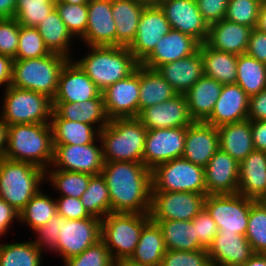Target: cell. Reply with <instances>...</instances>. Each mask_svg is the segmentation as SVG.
<instances>
[{
	"label": "cell",
	"mask_w": 266,
	"mask_h": 266,
	"mask_svg": "<svg viewBox=\"0 0 266 266\" xmlns=\"http://www.w3.org/2000/svg\"><path fill=\"white\" fill-rule=\"evenodd\" d=\"M53 111L61 118L97 126L101 131L109 122L104 99H90L76 103L52 102ZM98 124V125H95Z\"/></svg>",
	"instance_id": "30"
},
{
	"label": "cell",
	"mask_w": 266,
	"mask_h": 266,
	"mask_svg": "<svg viewBox=\"0 0 266 266\" xmlns=\"http://www.w3.org/2000/svg\"><path fill=\"white\" fill-rule=\"evenodd\" d=\"M15 219L19 221V213L5 200L0 199V236L5 235Z\"/></svg>",
	"instance_id": "58"
},
{
	"label": "cell",
	"mask_w": 266,
	"mask_h": 266,
	"mask_svg": "<svg viewBox=\"0 0 266 266\" xmlns=\"http://www.w3.org/2000/svg\"><path fill=\"white\" fill-rule=\"evenodd\" d=\"M236 83L249 97L266 89V64L247 54L238 55Z\"/></svg>",
	"instance_id": "39"
},
{
	"label": "cell",
	"mask_w": 266,
	"mask_h": 266,
	"mask_svg": "<svg viewBox=\"0 0 266 266\" xmlns=\"http://www.w3.org/2000/svg\"><path fill=\"white\" fill-rule=\"evenodd\" d=\"M147 128L137 117L115 118L99 132L104 162H141Z\"/></svg>",
	"instance_id": "3"
},
{
	"label": "cell",
	"mask_w": 266,
	"mask_h": 266,
	"mask_svg": "<svg viewBox=\"0 0 266 266\" xmlns=\"http://www.w3.org/2000/svg\"><path fill=\"white\" fill-rule=\"evenodd\" d=\"M133 1L142 3L145 6H157L159 5L160 2V0H133Z\"/></svg>",
	"instance_id": "66"
},
{
	"label": "cell",
	"mask_w": 266,
	"mask_h": 266,
	"mask_svg": "<svg viewBox=\"0 0 266 266\" xmlns=\"http://www.w3.org/2000/svg\"><path fill=\"white\" fill-rule=\"evenodd\" d=\"M259 31L266 33V3L262 4L256 27Z\"/></svg>",
	"instance_id": "64"
},
{
	"label": "cell",
	"mask_w": 266,
	"mask_h": 266,
	"mask_svg": "<svg viewBox=\"0 0 266 266\" xmlns=\"http://www.w3.org/2000/svg\"><path fill=\"white\" fill-rule=\"evenodd\" d=\"M210 263L207 249L166 250L159 266H209Z\"/></svg>",
	"instance_id": "50"
},
{
	"label": "cell",
	"mask_w": 266,
	"mask_h": 266,
	"mask_svg": "<svg viewBox=\"0 0 266 266\" xmlns=\"http://www.w3.org/2000/svg\"><path fill=\"white\" fill-rule=\"evenodd\" d=\"M209 266H228V265H220V264H216V263H210Z\"/></svg>",
	"instance_id": "68"
},
{
	"label": "cell",
	"mask_w": 266,
	"mask_h": 266,
	"mask_svg": "<svg viewBox=\"0 0 266 266\" xmlns=\"http://www.w3.org/2000/svg\"><path fill=\"white\" fill-rule=\"evenodd\" d=\"M200 45L201 43L191 35L171 29L140 64L156 70L166 63L191 56L199 50Z\"/></svg>",
	"instance_id": "21"
},
{
	"label": "cell",
	"mask_w": 266,
	"mask_h": 266,
	"mask_svg": "<svg viewBox=\"0 0 266 266\" xmlns=\"http://www.w3.org/2000/svg\"><path fill=\"white\" fill-rule=\"evenodd\" d=\"M229 0H196L203 19L211 25L225 19Z\"/></svg>",
	"instance_id": "55"
},
{
	"label": "cell",
	"mask_w": 266,
	"mask_h": 266,
	"mask_svg": "<svg viewBox=\"0 0 266 266\" xmlns=\"http://www.w3.org/2000/svg\"><path fill=\"white\" fill-rule=\"evenodd\" d=\"M252 28L223 19L209 25L206 44L218 51L246 54Z\"/></svg>",
	"instance_id": "27"
},
{
	"label": "cell",
	"mask_w": 266,
	"mask_h": 266,
	"mask_svg": "<svg viewBox=\"0 0 266 266\" xmlns=\"http://www.w3.org/2000/svg\"><path fill=\"white\" fill-rule=\"evenodd\" d=\"M165 13L157 6H145L133 42L128 46L141 63L155 48L157 42L171 30Z\"/></svg>",
	"instance_id": "17"
},
{
	"label": "cell",
	"mask_w": 266,
	"mask_h": 266,
	"mask_svg": "<svg viewBox=\"0 0 266 266\" xmlns=\"http://www.w3.org/2000/svg\"><path fill=\"white\" fill-rule=\"evenodd\" d=\"M220 149L239 163L255 150L251 133V120L217 127Z\"/></svg>",
	"instance_id": "31"
},
{
	"label": "cell",
	"mask_w": 266,
	"mask_h": 266,
	"mask_svg": "<svg viewBox=\"0 0 266 266\" xmlns=\"http://www.w3.org/2000/svg\"><path fill=\"white\" fill-rule=\"evenodd\" d=\"M152 192H195L206 194L204 168L180 157L152 170Z\"/></svg>",
	"instance_id": "9"
},
{
	"label": "cell",
	"mask_w": 266,
	"mask_h": 266,
	"mask_svg": "<svg viewBox=\"0 0 266 266\" xmlns=\"http://www.w3.org/2000/svg\"><path fill=\"white\" fill-rule=\"evenodd\" d=\"M137 118L147 130L188 127L194 122L185 94H177L168 101L142 109Z\"/></svg>",
	"instance_id": "18"
},
{
	"label": "cell",
	"mask_w": 266,
	"mask_h": 266,
	"mask_svg": "<svg viewBox=\"0 0 266 266\" xmlns=\"http://www.w3.org/2000/svg\"><path fill=\"white\" fill-rule=\"evenodd\" d=\"M50 53L37 28L20 25L18 48L14 59L39 58Z\"/></svg>",
	"instance_id": "47"
},
{
	"label": "cell",
	"mask_w": 266,
	"mask_h": 266,
	"mask_svg": "<svg viewBox=\"0 0 266 266\" xmlns=\"http://www.w3.org/2000/svg\"><path fill=\"white\" fill-rule=\"evenodd\" d=\"M13 61L12 57L0 54V86L5 85V89L11 86Z\"/></svg>",
	"instance_id": "60"
},
{
	"label": "cell",
	"mask_w": 266,
	"mask_h": 266,
	"mask_svg": "<svg viewBox=\"0 0 266 266\" xmlns=\"http://www.w3.org/2000/svg\"><path fill=\"white\" fill-rule=\"evenodd\" d=\"M17 0H0V18H14Z\"/></svg>",
	"instance_id": "61"
},
{
	"label": "cell",
	"mask_w": 266,
	"mask_h": 266,
	"mask_svg": "<svg viewBox=\"0 0 266 266\" xmlns=\"http://www.w3.org/2000/svg\"><path fill=\"white\" fill-rule=\"evenodd\" d=\"M195 225V232L198 236V243L208 249L212 244L214 237L218 233V227L210 214L204 208L192 220Z\"/></svg>",
	"instance_id": "52"
},
{
	"label": "cell",
	"mask_w": 266,
	"mask_h": 266,
	"mask_svg": "<svg viewBox=\"0 0 266 266\" xmlns=\"http://www.w3.org/2000/svg\"><path fill=\"white\" fill-rule=\"evenodd\" d=\"M186 127L147 130L143 164L153 170L157 165L182 157Z\"/></svg>",
	"instance_id": "14"
},
{
	"label": "cell",
	"mask_w": 266,
	"mask_h": 266,
	"mask_svg": "<svg viewBox=\"0 0 266 266\" xmlns=\"http://www.w3.org/2000/svg\"><path fill=\"white\" fill-rule=\"evenodd\" d=\"M45 180L51 182L56 190L60 191L61 196L72 198H81L82 194L87 190V186L92 175L80 172H72L66 170H54L48 168L45 171ZM49 175V176H48Z\"/></svg>",
	"instance_id": "43"
},
{
	"label": "cell",
	"mask_w": 266,
	"mask_h": 266,
	"mask_svg": "<svg viewBox=\"0 0 266 266\" xmlns=\"http://www.w3.org/2000/svg\"><path fill=\"white\" fill-rule=\"evenodd\" d=\"M89 52L74 62L104 91L130 76L140 64L126 46H89Z\"/></svg>",
	"instance_id": "4"
},
{
	"label": "cell",
	"mask_w": 266,
	"mask_h": 266,
	"mask_svg": "<svg viewBox=\"0 0 266 266\" xmlns=\"http://www.w3.org/2000/svg\"><path fill=\"white\" fill-rule=\"evenodd\" d=\"M53 9L51 0H17L14 18L20 25L36 28Z\"/></svg>",
	"instance_id": "45"
},
{
	"label": "cell",
	"mask_w": 266,
	"mask_h": 266,
	"mask_svg": "<svg viewBox=\"0 0 266 266\" xmlns=\"http://www.w3.org/2000/svg\"><path fill=\"white\" fill-rule=\"evenodd\" d=\"M69 60L52 52L39 58L14 59L11 86L42 93L53 99L61 71Z\"/></svg>",
	"instance_id": "6"
},
{
	"label": "cell",
	"mask_w": 266,
	"mask_h": 266,
	"mask_svg": "<svg viewBox=\"0 0 266 266\" xmlns=\"http://www.w3.org/2000/svg\"><path fill=\"white\" fill-rule=\"evenodd\" d=\"M199 50L203 60L204 75L223 85L236 83L238 55L218 51L206 43H202Z\"/></svg>",
	"instance_id": "33"
},
{
	"label": "cell",
	"mask_w": 266,
	"mask_h": 266,
	"mask_svg": "<svg viewBox=\"0 0 266 266\" xmlns=\"http://www.w3.org/2000/svg\"><path fill=\"white\" fill-rule=\"evenodd\" d=\"M53 160L50 167L55 170L99 175L104 166L102 144L86 145L53 144Z\"/></svg>",
	"instance_id": "13"
},
{
	"label": "cell",
	"mask_w": 266,
	"mask_h": 266,
	"mask_svg": "<svg viewBox=\"0 0 266 266\" xmlns=\"http://www.w3.org/2000/svg\"><path fill=\"white\" fill-rule=\"evenodd\" d=\"M90 216L103 219L111 213V200L105 178L99 174L90 178L87 190L80 198Z\"/></svg>",
	"instance_id": "40"
},
{
	"label": "cell",
	"mask_w": 266,
	"mask_h": 266,
	"mask_svg": "<svg viewBox=\"0 0 266 266\" xmlns=\"http://www.w3.org/2000/svg\"><path fill=\"white\" fill-rule=\"evenodd\" d=\"M211 263L242 266L254 251L245 235L218 231L207 249Z\"/></svg>",
	"instance_id": "25"
},
{
	"label": "cell",
	"mask_w": 266,
	"mask_h": 266,
	"mask_svg": "<svg viewBox=\"0 0 266 266\" xmlns=\"http://www.w3.org/2000/svg\"><path fill=\"white\" fill-rule=\"evenodd\" d=\"M59 236L55 250L63 260L81 254L101 239L102 220L96 217L70 220L58 214Z\"/></svg>",
	"instance_id": "11"
},
{
	"label": "cell",
	"mask_w": 266,
	"mask_h": 266,
	"mask_svg": "<svg viewBox=\"0 0 266 266\" xmlns=\"http://www.w3.org/2000/svg\"><path fill=\"white\" fill-rule=\"evenodd\" d=\"M206 194L195 192H152V221H191L204 209Z\"/></svg>",
	"instance_id": "12"
},
{
	"label": "cell",
	"mask_w": 266,
	"mask_h": 266,
	"mask_svg": "<svg viewBox=\"0 0 266 266\" xmlns=\"http://www.w3.org/2000/svg\"><path fill=\"white\" fill-rule=\"evenodd\" d=\"M139 87L140 64L130 76L102 91L106 113L110 120L138 116Z\"/></svg>",
	"instance_id": "15"
},
{
	"label": "cell",
	"mask_w": 266,
	"mask_h": 266,
	"mask_svg": "<svg viewBox=\"0 0 266 266\" xmlns=\"http://www.w3.org/2000/svg\"><path fill=\"white\" fill-rule=\"evenodd\" d=\"M56 203L57 213L65 219L78 220L91 217L79 198L59 196Z\"/></svg>",
	"instance_id": "54"
},
{
	"label": "cell",
	"mask_w": 266,
	"mask_h": 266,
	"mask_svg": "<svg viewBox=\"0 0 266 266\" xmlns=\"http://www.w3.org/2000/svg\"><path fill=\"white\" fill-rule=\"evenodd\" d=\"M50 126L53 144L86 145L99 138V130L90 124L61 119L52 112Z\"/></svg>",
	"instance_id": "34"
},
{
	"label": "cell",
	"mask_w": 266,
	"mask_h": 266,
	"mask_svg": "<svg viewBox=\"0 0 266 266\" xmlns=\"http://www.w3.org/2000/svg\"><path fill=\"white\" fill-rule=\"evenodd\" d=\"M153 222L161 228L167 250L194 251L204 249L198 243V236L192 221L167 220Z\"/></svg>",
	"instance_id": "37"
},
{
	"label": "cell",
	"mask_w": 266,
	"mask_h": 266,
	"mask_svg": "<svg viewBox=\"0 0 266 266\" xmlns=\"http://www.w3.org/2000/svg\"><path fill=\"white\" fill-rule=\"evenodd\" d=\"M88 22L81 38L87 46H116V26L112 16V0H89Z\"/></svg>",
	"instance_id": "22"
},
{
	"label": "cell",
	"mask_w": 266,
	"mask_h": 266,
	"mask_svg": "<svg viewBox=\"0 0 266 266\" xmlns=\"http://www.w3.org/2000/svg\"><path fill=\"white\" fill-rule=\"evenodd\" d=\"M178 93L155 69L140 64L139 112L168 101Z\"/></svg>",
	"instance_id": "35"
},
{
	"label": "cell",
	"mask_w": 266,
	"mask_h": 266,
	"mask_svg": "<svg viewBox=\"0 0 266 266\" xmlns=\"http://www.w3.org/2000/svg\"><path fill=\"white\" fill-rule=\"evenodd\" d=\"M145 5L133 0H112V16L116 26V46L128 47L136 37Z\"/></svg>",
	"instance_id": "32"
},
{
	"label": "cell",
	"mask_w": 266,
	"mask_h": 266,
	"mask_svg": "<svg viewBox=\"0 0 266 266\" xmlns=\"http://www.w3.org/2000/svg\"><path fill=\"white\" fill-rule=\"evenodd\" d=\"M150 220V214L113 212L102 219L101 240L114 261L133 255L141 231Z\"/></svg>",
	"instance_id": "7"
},
{
	"label": "cell",
	"mask_w": 266,
	"mask_h": 266,
	"mask_svg": "<svg viewBox=\"0 0 266 266\" xmlns=\"http://www.w3.org/2000/svg\"><path fill=\"white\" fill-rule=\"evenodd\" d=\"M254 201L238 193L207 195L204 208L215 221L218 231L245 235L250 206Z\"/></svg>",
	"instance_id": "10"
},
{
	"label": "cell",
	"mask_w": 266,
	"mask_h": 266,
	"mask_svg": "<svg viewBox=\"0 0 266 266\" xmlns=\"http://www.w3.org/2000/svg\"><path fill=\"white\" fill-rule=\"evenodd\" d=\"M68 4H87L89 0H60Z\"/></svg>",
	"instance_id": "67"
},
{
	"label": "cell",
	"mask_w": 266,
	"mask_h": 266,
	"mask_svg": "<svg viewBox=\"0 0 266 266\" xmlns=\"http://www.w3.org/2000/svg\"><path fill=\"white\" fill-rule=\"evenodd\" d=\"M53 150L50 123L8 125L5 159L28 162L46 171L51 166Z\"/></svg>",
	"instance_id": "2"
},
{
	"label": "cell",
	"mask_w": 266,
	"mask_h": 266,
	"mask_svg": "<svg viewBox=\"0 0 266 266\" xmlns=\"http://www.w3.org/2000/svg\"><path fill=\"white\" fill-rule=\"evenodd\" d=\"M113 213L150 214L152 170L141 162H104Z\"/></svg>",
	"instance_id": "1"
},
{
	"label": "cell",
	"mask_w": 266,
	"mask_h": 266,
	"mask_svg": "<svg viewBox=\"0 0 266 266\" xmlns=\"http://www.w3.org/2000/svg\"><path fill=\"white\" fill-rule=\"evenodd\" d=\"M42 253L31 240L0 244V266H41Z\"/></svg>",
	"instance_id": "42"
},
{
	"label": "cell",
	"mask_w": 266,
	"mask_h": 266,
	"mask_svg": "<svg viewBox=\"0 0 266 266\" xmlns=\"http://www.w3.org/2000/svg\"><path fill=\"white\" fill-rule=\"evenodd\" d=\"M156 70L178 94H185L204 76L201 52L198 50L191 56L166 63Z\"/></svg>",
	"instance_id": "28"
},
{
	"label": "cell",
	"mask_w": 266,
	"mask_h": 266,
	"mask_svg": "<svg viewBox=\"0 0 266 266\" xmlns=\"http://www.w3.org/2000/svg\"><path fill=\"white\" fill-rule=\"evenodd\" d=\"M251 133L255 150L266 152V120H251Z\"/></svg>",
	"instance_id": "59"
},
{
	"label": "cell",
	"mask_w": 266,
	"mask_h": 266,
	"mask_svg": "<svg viewBox=\"0 0 266 266\" xmlns=\"http://www.w3.org/2000/svg\"><path fill=\"white\" fill-rule=\"evenodd\" d=\"M36 28L50 52L61 54L71 59L70 44H72L71 40L74 37L61 20L56 9H53Z\"/></svg>",
	"instance_id": "38"
},
{
	"label": "cell",
	"mask_w": 266,
	"mask_h": 266,
	"mask_svg": "<svg viewBox=\"0 0 266 266\" xmlns=\"http://www.w3.org/2000/svg\"><path fill=\"white\" fill-rule=\"evenodd\" d=\"M261 6L259 0H229L225 19L254 29L258 24Z\"/></svg>",
	"instance_id": "48"
},
{
	"label": "cell",
	"mask_w": 266,
	"mask_h": 266,
	"mask_svg": "<svg viewBox=\"0 0 266 266\" xmlns=\"http://www.w3.org/2000/svg\"><path fill=\"white\" fill-rule=\"evenodd\" d=\"M55 9L72 36L82 38L88 22L87 4H68L59 0Z\"/></svg>",
	"instance_id": "46"
},
{
	"label": "cell",
	"mask_w": 266,
	"mask_h": 266,
	"mask_svg": "<svg viewBox=\"0 0 266 266\" xmlns=\"http://www.w3.org/2000/svg\"><path fill=\"white\" fill-rule=\"evenodd\" d=\"M57 214L56 199L50 198L40 190L19 213L20 223H26L33 231L46 223Z\"/></svg>",
	"instance_id": "41"
},
{
	"label": "cell",
	"mask_w": 266,
	"mask_h": 266,
	"mask_svg": "<svg viewBox=\"0 0 266 266\" xmlns=\"http://www.w3.org/2000/svg\"><path fill=\"white\" fill-rule=\"evenodd\" d=\"M1 118L8 125L49 123L52 99L32 90L9 86L5 89Z\"/></svg>",
	"instance_id": "8"
},
{
	"label": "cell",
	"mask_w": 266,
	"mask_h": 266,
	"mask_svg": "<svg viewBox=\"0 0 266 266\" xmlns=\"http://www.w3.org/2000/svg\"><path fill=\"white\" fill-rule=\"evenodd\" d=\"M239 162L219 149L204 168L206 195L237 194Z\"/></svg>",
	"instance_id": "20"
},
{
	"label": "cell",
	"mask_w": 266,
	"mask_h": 266,
	"mask_svg": "<svg viewBox=\"0 0 266 266\" xmlns=\"http://www.w3.org/2000/svg\"><path fill=\"white\" fill-rule=\"evenodd\" d=\"M222 88L223 84L204 75L185 93L194 121L205 122L210 117Z\"/></svg>",
	"instance_id": "29"
},
{
	"label": "cell",
	"mask_w": 266,
	"mask_h": 266,
	"mask_svg": "<svg viewBox=\"0 0 266 266\" xmlns=\"http://www.w3.org/2000/svg\"><path fill=\"white\" fill-rule=\"evenodd\" d=\"M246 54L266 64V33L252 29Z\"/></svg>",
	"instance_id": "56"
},
{
	"label": "cell",
	"mask_w": 266,
	"mask_h": 266,
	"mask_svg": "<svg viewBox=\"0 0 266 266\" xmlns=\"http://www.w3.org/2000/svg\"><path fill=\"white\" fill-rule=\"evenodd\" d=\"M20 24L15 18H0V54L16 57Z\"/></svg>",
	"instance_id": "51"
},
{
	"label": "cell",
	"mask_w": 266,
	"mask_h": 266,
	"mask_svg": "<svg viewBox=\"0 0 266 266\" xmlns=\"http://www.w3.org/2000/svg\"><path fill=\"white\" fill-rule=\"evenodd\" d=\"M245 237L254 253L266 254V202L251 204Z\"/></svg>",
	"instance_id": "44"
},
{
	"label": "cell",
	"mask_w": 266,
	"mask_h": 266,
	"mask_svg": "<svg viewBox=\"0 0 266 266\" xmlns=\"http://www.w3.org/2000/svg\"><path fill=\"white\" fill-rule=\"evenodd\" d=\"M166 250L161 228L150 220L143 227L139 242L130 258L146 266H159Z\"/></svg>",
	"instance_id": "36"
},
{
	"label": "cell",
	"mask_w": 266,
	"mask_h": 266,
	"mask_svg": "<svg viewBox=\"0 0 266 266\" xmlns=\"http://www.w3.org/2000/svg\"><path fill=\"white\" fill-rule=\"evenodd\" d=\"M249 96L237 84L223 85L220 96L205 121L215 127L248 119Z\"/></svg>",
	"instance_id": "24"
},
{
	"label": "cell",
	"mask_w": 266,
	"mask_h": 266,
	"mask_svg": "<svg viewBox=\"0 0 266 266\" xmlns=\"http://www.w3.org/2000/svg\"><path fill=\"white\" fill-rule=\"evenodd\" d=\"M159 6L172 29L191 35L201 44L206 43L209 25L203 19L196 0H160Z\"/></svg>",
	"instance_id": "16"
},
{
	"label": "cell",
	"mask_w": 266,
	"mask_h": 266,
	"mask_svg": "<svg viewBox=\"0 0 266 266\" xmlns=\"http://www.w3.org/2000/svg\"><path fill=\"white\" fill-rule=\"evenodd\" d=\"M219 149L217 127L201 121H194L186 127L183 158L205 168Z\"/></svg>",
	"instance_id": "23"
},
{
	"label": "cell",
	"mask_w": 266,
	"mask_h": 266,
	"mask_svg": "<svg viewBox=\"0 0 266 266\" xmlns=\"http://www.w3.org/2000/svg\"><path fill=\"white\" fill-rule=\"evenodd\" d=\"M58 222V213L55 214L47 223L41 227H38L34 232L37 233V239L32 240L34 244H36L39 249L49 251H54L56 244L58 242L59 236V223ZM44 248V249H43Z\"/></svg>",
	"instance_id": "53"
},
{
	"label": "cell",
	"mask_w": 266,
	"mask_h": 266,
	"mask_svg": "<svg viewBox=\"0 0 266 266\" xmlns=\"http://www.w3.org/2000/svg\"><path fill=\"white\" fill-rule=\"evenodd\" d=\"M239 165L238 194L266 202V152L254 150Z\"/></svg>",
	"instance_id": "26"
},
{
	"label": "cell",
	"mask_w": 266,
	"mask_h": 266,
	"mask_svg": "<svg viewBox=\"0 0 266 266\" xmlns=\"http://www.w3.org/2000/svg\"><path fill=\"white\" fill-rule=\"evenodd\" d=\"M242 266H266V254L254 253Z\"/></svg>",
	"instance_id": "63"
},
{
	"label": "cell",
	"mask_w": 266,
	"mask_h": 266,
	"mask_svg": "<svg viewBox=\"0 0 266 266\" xmlns=\"http://www.w3.org/2000/svg\"><path fill=\"white\" fill-rule=\"evenodd\" d=\"M90 99H103L102 91L88 75L70 59L61 71L58 89L52 102L76 103Z\"/></svg>",
	"instance_id": "19"
},
{
	"label": "cell",
	"mask_w": 266,
	"mask_h": 266,
	"mask_svg": "<svg viewBox=\"0 0 266 266\" xmlns=\"http://www.w3.org/2000/svg\"><path fill=\"white\" fill-rule=\"evenodd\" d=\"M45 171L28 162L0 158V199L20 213L41 189Z\"/></svg>",
	"instance_id": "5"
},
{
	"label": "cell",
	"mask_w": 266,
	"mask_h": 266,
	"mask_svg": "<svg viewBox=\"0 0 266 266\" xmlns=\"http://www.w3.org/2000/svg\"><path fill=\"white\" fill-rule=\"evenodd\" d=\"M262 4L266 3V0H259Z\"/></svg>",
	"instance_id": "69"
},
{
	"label": "cell",
	"mask_w": 266,
	"mask_h": 266,
	"mask_svg": "<svg viewBox=\"0 0 266 266\" xmlns=\"http://www.w3.org/2000/svg\"><path fill=\"white\" fill-rule=\"evenodd\" d=\"M249 120H266V89L249 97Z\"/></svg>",
	"instance_id": "57"
},
{
	"label": "cell",
	"mask_w": 266,
	"mask_h": 266,
	"mask_svg": "<svg viewBox=\"0 0 266 266\" xmlns=\"http://www.w3.org/2000/svg\"><path fill=\"white\" fill-rule=\"evenodd\" d=\"M8 124L0 116V156L3 157L7 147Z\"/></svg>",
	"instance_id": "62"
},
{
	"label": "cell",
	"mask_w": 266,
	"mask_h": 266,
	"mask_svg": "<svg viewBox=\"0 0 266 266\" xmlns=\"http://www.w3.org/2000/svg\"><path fill=\"white\" fill-rule=\"evenodd\" d=\"M109 249L100 239L98 242L88 247L81 254L64 260L65 266H114Z\"/></svg>",
	"instance_id": "49"
},
{
	"label": "cell",
	"mask_w": 266,
	"mask_h": 266,
	"mask_svg": "<svg viewBox=\"0 0 266 266\" xmlns=\"http://www.w3.org/2000/svg\"><path fill=\"white\" fill-rule=\"evenodd\" d=\"M114 266H146L133 261L131 258H123L114 262Z\"/></svg>",
	"instance_id": "65"
}]
</instances>
